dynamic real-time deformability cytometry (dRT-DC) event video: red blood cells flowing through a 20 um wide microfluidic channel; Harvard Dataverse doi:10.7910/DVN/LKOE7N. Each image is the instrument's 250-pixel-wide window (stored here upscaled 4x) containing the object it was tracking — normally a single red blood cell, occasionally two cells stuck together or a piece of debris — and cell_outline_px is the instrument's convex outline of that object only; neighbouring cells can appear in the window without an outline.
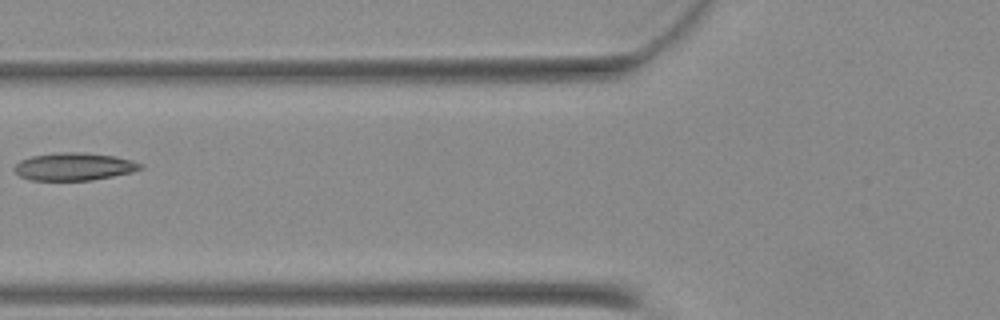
{"species": "Egyptian fruit bat (a non-hibernating species)", "species_latin": "Rousettus aegyptiacus", "temperature_condition": "warm", "stored_images_in_passage": 3, "camera_frame_rate_fps": 3000, "um_per_image_px": 0.085, "animal": {"sex": "female"}, "frame": {"image": 1, "passage_image": 2, "time_ms": 0.333, "image_size_px": [1000, 320], "cell_outline_px": [[144, 168], [132, 172], [92, 180], [32, 180], [20, 176], [12, 168], [20, 160], [32, 156], [56, 152], [84, 152], [116, 156], [132, 160], [144, 164]], "centroid_in_image_um": [6.32, 14.15], "position_along_channel_um": 119.5, "area_um2": 20.46}}